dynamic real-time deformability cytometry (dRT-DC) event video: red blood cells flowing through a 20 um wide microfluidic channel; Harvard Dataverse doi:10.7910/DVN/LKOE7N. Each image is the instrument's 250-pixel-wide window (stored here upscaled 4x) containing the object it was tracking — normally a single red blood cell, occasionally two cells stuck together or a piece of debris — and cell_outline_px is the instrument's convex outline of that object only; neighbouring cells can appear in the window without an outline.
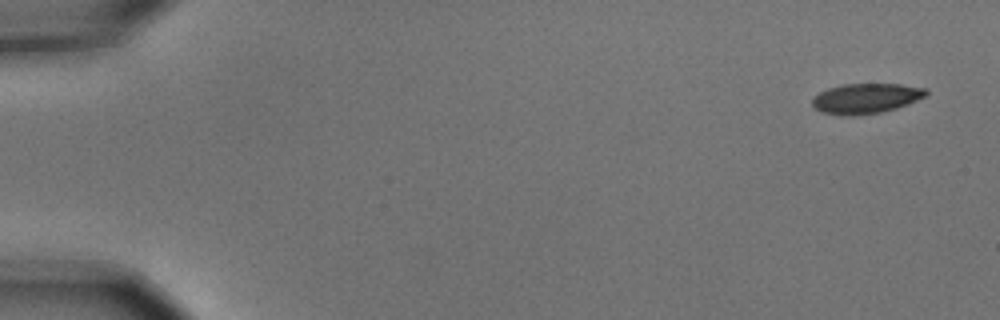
{"species": "common noctule bat (a hibernating species)", "species_latin": "Nyctalus noctula", "temperature_condition": "cold", "stored_images_in_passage": 4, "camera_frame_rate_fps": 3000, "um_per_image_px": 0.085, "animal": {"sex": "male", "body_mass_g": 15.6}, "frame": {"image": 1, "passage_image": 1, "time_ms": 0.0, "image_size_px": [1000, 320], "cell_outline_px": [[928, 92], [924, 96], [908, 104], [896, 108], [880, 112], [852, 116], [840, 116], [824, 112], [816, 108], [812, 104], [812, 100], [820, 92], [828, 88], [844, 84], [900, 84], [928, 88]], "centroid_in_image_um": [73.62, 8.36], "position_along_channel_um": 11.4, "area_um2": 19.83}}
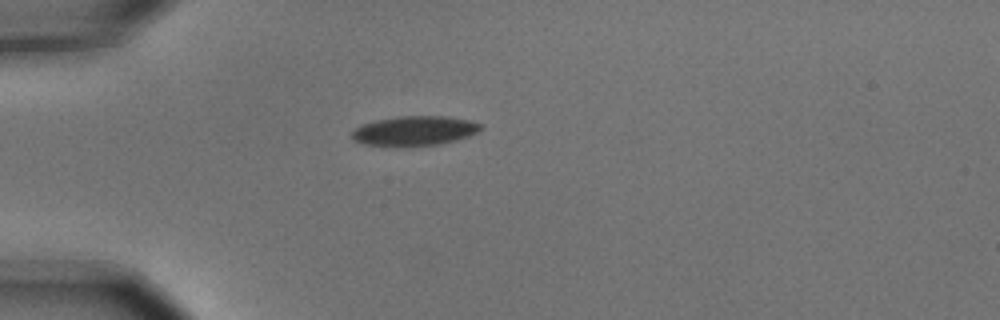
{"frame": {"image": 2, "passage_image": 4, "time_ms": 1.0, "image_size_px": [1000, 320], "cell_outline_px": [[484, 128], [468, 136], [456, 140], [440, 144], [400, 148], [364, 144], [352, 140], [352, 132], [356, 128], [364, 124], [376, 120], [400, 116], [448, 116], [468, 120], [480, 124]], "centroid_in_image_um": [35.21, 11.15], "position_along_channel_um": 49.8, "area_um2": 22.54}}